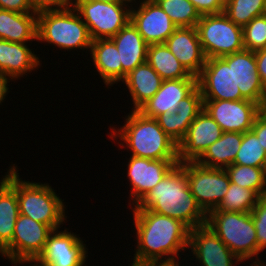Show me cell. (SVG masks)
Returning a JSON list of instances; mask_svg holds the SVG:
<instances>
[{
    "instance_id": "cb8c5ba5",
    "label": "cell",
    "mask_w": 266,
    "mask_h": 266,
    "mask_svg": "<svg viewBox=\"0 0 266 266\" xmlns=\"http://www.w3.org/2000/svg\"><path fill=\"white\" fill-rule=\"evenodd\" d=\"M89 53L105 87L122 82V65L118 49L111 38L92 40Z\"/></svg>"
},
{
    "instance_id": "8fae6325",
    "label": "cell",
    "mask_w": 266,
    "mask_h": 266,
    "mask_svg": "<svg viewBox=\"0 0 266 266\" xmlns=\"http://www.w3.org/2000/svg\"><path fill=\"white\" fill-rule=\"evenodd\" d=\"M197 86L203 100L245 99L235 85L234 53L221 58L206 59L205 65L197 76Z\"/></svg>"
},
{
    "instance_id": "7a4b0ae2",
    "label": "cell",
    "mask_w": 266,
    "mask_h": 266,
    "mask_svg": "<svg viewBox=\"0 0 266 266\" xmlns=\"http://www.w3.org/2000/svg\"><path fill=\"white\" fill-rule=\"evenodd\" d=\"M131 209H148L178 219L190 229L205 225L207 221V214L190 191L185 168L180 163Z\"/></svg>"
},
{
    "instance_id": "7c38bea8",
    "label": "cell",
    "mask_w": 266,
    "mask_h": 266,
    "mask_svg": "<svg viewBox=\"0 0 266 266\" xmlns=\"http://www.w3.org/2000/svg\"><path fill=\"white\" fill-rule=\"evenodd\" d=\"M53 230L47 238L44 249L33 262L35 266H87L88 251L86 244L79 235L64 231Z\"/></svg>"
},
{
    "instance_id": "bcb514c9",
    "label": "cell",
    "mask_w": 266,
    "mask_h": 266,
    "mask_svg": "<svg viewBox=\"0 0 266 266\" xmlns=\"http://www.w3.org/2000/svg\"><path fill=\"white\" fill-rule=\"evenodd\" d=\"M120 1H121V2H124V3L128 4V5L131 3L130 6H132V5H135V4L137 5V4L141 3L143 0H139V1H138V0H120ZM136 1H137L138 3H137ZM134 2H135V3H134ZM132 3H133V4H132Z\"/></svg>"
},
{
    "instance_id": "30bf717a",
    "label": "cell",
    "mask_w": 266,
    "mask_h": 266,
    "mask_svg": "<svg viewBox=\"0 0 266 266\" xmlns=\"http://www.w3.org/2000/svg\"><path fill=\"white\" fill-rule=\"evenodd\" d=\"M180 164L185 168L189 189L201 209L206 214L216 209L230 186L225 169L205 167L196 161Z\"/></svg>"
},
{
    "instance_id": "5bb4252c",
    "label": "cell",
    "mask_w": 266,
    "mask_h": 266,
    "mask_svg": "<svg viewBox=\"0 0 266 266\" xmlns=\"http://www.w3.org/2000/svg\"><path fill=\"white\" fill-rule=\"evenodd\" d=\"M178 163V160H152L131 155L125 164L132 200L128 205H137Z\"/></svg>"
},
{
    "instance_id": "7402d4cb",
    "label": "cell",
    "mask_w": 266,
    "mask_h": 266,
    "mask_svg": "<svg viewBox=\"0 0 266 266\" xmlns=\"http://www.w3.org/2000/svg\"><path fill=\"white\" fill-rule=\"evenodd\" d=\"M12 165L0 181V252L12 241L20 214L16 193V166Z\"/></svg>"
},
{
    "instance_id": "7dc6e473",
    "label": "cell",
    "mask_w": 266,
    "mask_h": 266,
    "mask_svg": "<svg viewBox=\"0 0 266 266\" xmlns=\"http://www.w3.org/2000/svg\"><path fill=\"white\" fill-rule=\"evenodd\" d=\"M90 1H100L105 3L121 2L120 0H90Z\"/></svg>"
},
{
    "instance_id": "603a6c76",
    "label": "cell",
    "mask_w": 266,
    "mask_h": 266,
    "mask_svg": "<svg viewBox=\"0 0 266 266\" xmlns=\"http://www.w3.org/2000/svg\"><path fill=\"white\" fill-rule=\"evenodd\" d=\"M119 53L122 65V81L126 75L147 60L148 44L129 22L111 38Z\"/></svg>"
},
{
    "instance_id": "f35d334b",
    "label": "cell",
    "mask_w": 266,
    "mask_h": 266,
    "mask_svg": "<svg viewBox=\"0 0 266 266\" xmlns=\"http://www.w3.org/2000/svg\"><path fill=\"white\" fill-rule=\"evenodd\" d=\"M202 15L224 12V3L221 0H189Z\"/></svg>"
},
{
    "instance_id": "e0dca14e",
    "label": "cell",
    "mask_w": 266,
    "mask_h": 266,
    "mask_svg": "<svg viewBox=\"0 0 266 266\" xmlns=\"http://www.w3.org/2000/svg\"><path fill=\"white\" fill-rule=\"evenodd\" d=\"M223 134L219 124L203 109L178 145V161H196Z\"/></svg>"
},
{
    "instance_id": "1f68e13d",
    "label": "cell",
    "mask_w": 266,
    "mask_h": 266,
    "mask_svg": "<svg viewBox=\"0 0 266 266\" xmlns=\"http://www.w3.org/2000/svg\"><path fill=\"white\" fill-rule=\"evenodd\" d=\"M177 27H196L201 15L189 0H155Z\"/></svg>"
},
{
    "instance_id": "484cf974",
    "label": "cell",
    "mask_w": 266,
    "mask_h": 266,
    "mask_svg": "<svg viewBox=\"0 0 266 266\" xmlns=\"http://www.w3.org/2000/svg\"><path fill=\"white\" fill-rule=\"evenodd\" d=\"M0 39L16 43L37 40V13L0 9Z\"/></svg>"
},
{
    "instance_id": "681fc988",
    "label": "cell",
    "mask_w": 266,
    "mask_h": 266,
    "mask_svg": "<svg viewBox=\"0 0 266 266\" xmlns=\"http://www.w3.org/2000/svg\"><path fill=\"white\" fill-rule=\"evenodd\" d=\"M224 4L227 2V1H229V0H221Z\"/></svg>"
},
{
    "instance_id": "d4e9b609",
    "label": "cell",
    "mask_w": 266,
    "mask_h": 266,
    "mask_svg": "<svg viewBox=\"0 0 266 266\" xmlns=\"http://www.w3.org/2000/svg\"><path fill=\"white\" fill-rule=\"evenodd\" d=\"M163 79L147 63L144 62L130 71L122 83L129 89L132 99V110H138L160 89Z\"/></svg>"
},
{
    "instance_id": "d6986e66",
    "label": "cell",
    "mask_w": 266,
    "mask_h": 266,
    "mask_svg": "<svg viewBox=\"0 0 266 266\" xmlns=\"http://www.w3.org/2000/svg\"><path fill=\"white\" fill-rule=\"evenodd\" d=\"M197 87V78L163 80L156 94L138 111L144 116L156 118L167 111L175 112L181 100Z\"/></svg>"
},
{
    "instance_id": "c3c4849f",
    "label": "cell",
    "mask_w": 266,
    "mask_h": 266,
    "mask_svg": "<svg viewBox=\"0 0 266 266\" xmlns=\"http://www.w3.org/2000/svg\"><path fill=\"white\" fill-rule=\"evenodd\" d=\"M262 110L266 113V99H265L264 105L262 107Z\"/></svg>"
},
{
    "instance_id": "4316f807",
    "label": "cell",
    "mask_w": 266,
    "mask_h": 266,
    "mask_svg": "<svg viewBox=\"0 0 266 266\" xmlns=\"http://www.w3.org/2000/svg\"><path fill=\"white\" fill-rule=\"evenodd\" d=\"M242 139L243 133L223 132L222 136L211 144L196 162L205 167L225 169L234 163Z\"/></svg>"
},
{
    "instance_id": "d6a6232c",
    "label": "cell",
    "mask_w": 266,
    "mask_h": 266,
    "mask_svg": "<svg viewBox=\"0 0 266 266\" xmlns=\"http://www.w3.org/2000/svg\"><path fill=\"white\" fill-rule=\"evenodd\" d=\"M233 164L266 168V151L252 130L243 133L241 146Z\"/></svg>"
},
{
    "instance_id": "60d3db41",
    "label": "cell",
    "mask_w": 266,
    "mask_h": 266,
    "mask_svg": "<svg viewBox=\"0 0 266 266\" xmlns=\"http://www.w3.org/2000/svg\"><path fill=\"white\" fill-rule=\"evenodd\" d=\"M251 130L255 133L266 151V113L262 110L255 118Z\"/></svg>"
},
{
    "instance_id": "d590c367",
    "label": "cell",
    "mask_w": 266,
    "mask_h": 266,
    "mask_svg": "<svg viewBox=\"0 0 266 266\" xmlns=\"http://www.w3.org/2000/svg\"><path fill=\"white\" fill-rule=\"evenodd\" d=\"M251 216L256 230L259 255L266 248V196L259 198L251 210Z\"/></svg>"
},
{
    "instance_id": "277c9868",
    "label": "cell",
    "mask_w": 266,
    "mask_h": 266,
    "mask_svg": "<svg viewBox=\"0 0 266 266\" xmlns=\"http://www.w3.org/2000/svg\"><path fill=\"white\" fill-rule=\"evenodd\" d=\"M36 41L53 44L65 52L89 51L92 44L88 27L74 8L38 13Z\"/></svg>"
},
{
    "instance_id": "4fadbf2b",
    "label": "cell",
    "mask_w": 266,
    "mask_h": 266,
    "mask_svg": "<svg viewBox=\"0 0 266 266\" xmlns=\"http://www.w3.org/2000/svg\"><path fill=\"white\" fill-rule=\"evenodd\" d=\"M203 109L219 124L223 132L245 133L253 127L262 107L251 100H203Z\"/></svg>"
},
{
    "instance_id": "f1b7e54d",
    "label": "cell",
    "mask_w": 266,
    "mask_h": 266,
    "mask_svg": "<svg viewBox=\"0 0 266 266\" xmlns=\"http://www.w3.org/2000/svg\"><path fill=\"white\" fill-rule=\"evenodd\" d=\"M225 171L231 183L253 190L260 197L266 196V168L232 164Z\"/></svg>"
},
{
    "instance_id": "4dcf8cb0",
    "label": "cell",
    "mask_w": 266,
    "mask_h": 266,
    "mask_svg": "<svg viewBox=\"0 0 266 266\" xmlns=\"http://www.w3.org/2000/svg\"><path fill=\"white\" fill-rule=\"evenodd\" d=\"M266 11V0H229L224 13L235 24L243 27Z\"/></svg>"
},
{
    "instance_id": "9c48e42d",
    "label": "cell",
    "mask_w": 266,
    "mask_h": 266,
    "mask_svg": "<svg viewBox=\"0 0 266 266\" xmlns=\"http://www.w3.org/2000/svg\"><path fill=\"white\" fill-rule=\"evenodd\" d=\"M52 231L48 225L19 214L12 241L0 252V255L6 257L5 259L14 266L33 263L43 251L48 235Z\"/></svg>"
},
{
    "instance_id": "e575fe53",
    "label": "cell",
    "mask_w": 266,
    "mask_h": 266,
    "mask_svg": "<svg viewBox=\"0 0 266 266\" xmlns=\"http://www.w3.org/2000/svg\"><path fill=\"white\" fill-rule=\"evenodd\" d=\"M244 48L257 51L266 48V18L264 15L253 18L242 27Z\"/></svg>"
},
{
    "instance_id": "52a82bcc",
    "label": "cell",
    "mask_w": 266,
    "mask_h": 266,
    "mask_svg": "<svg viewBox=\"0 0 266 266\" xmlns=\"http://www.w3.org/2000/svg\"><path fill=\"white\" fill-rule=\"evenodd\" d=\"M196 30L206 59L221 58L245 49L242 27L224 12L202 15Z\"/></svg>"
},
{
    "instance_id": "ffe728a7",
    "label": "cell",
    "mask_w": 266,
    "mask_h": 266,
    "mask_svg": "<svg viewBox=\"0 0 266 266\" xmlns=\"http://www.w3.org/2000/svg\"><path fill=\"white\" fill-rule=\"evenodd\" d=\"M27 44L0 39V73L9 77L12 82L27 76L42 65L40 56Z\"/></svg>"
},
{
    "instance_id": "ac0fdd59",
    "label": "cell",
    "mask_w": 266,
    "mask_h": 266,
    "mask_svg": "<svg viewBox=\"0 0 266 266\" xmlns=\"http://www.w3.org/2000/svg\"><path fill=\"white\" fill-rule=\"evenodd\" d=\"M165 45L191 75L200 74L206 57L196 27H177Z\"/></svg>"
},
{
    "instance_id": "7bdbcfd3",
    "label": "cell",
    "mask_w": 266,
    "mask_h": 266,
    "mask_svg": "<svg viewBox=\"0 0 266 266\" xmlns=\"http://www.w3.org/2000/svg\"><path fill=\"white\" fill-rule=\"evenodd\" d=\"M10 80L11 79L9 77L4 76L0 73V105H2L1 103L4 102L6 96L10 92L8 87V83L10 82Z\"/></svg>"
},
{
    "instance_id": "f546056e",
    "label": "cell",
    "mask_w": 266,
    "mask_h": 266,
    "mask_svg": "<svg viewBox=\"0 0 266 266\" xmlns=\"http://www.w3.org/2000/svg\"><path fill=\"white\" fill-rule=\"evenodd\" d=\"M260 196L253 190L230 182L224 198L214 210L226 212H251Z\"/></svg>"
},
{
    "instance_id": "836d02e7",
    "label": "cell",
    "mask_w": 266,
    "mask_h": 266,
    "mask_svg": "<svg viewBox=\"0 0 266 266\" xmlns=\"http://www.w3.org/2000/svg\"><path fill=\"white\" fill-rule=\"evenodd\" d=\"M197 115H183L167 111L157 116V120L163 131L177 144L185 137L189 126Z\"/></svg>"
},
{
    "instance_id": "44dd1931",
    "label": "cell",
    "mask_w": 266,
    "mask_h": 266,
    "mask_svg": "<svg viewBox=\"0 0 266 266\" xmlns=\"http://www.w3.org/2000/svg\"><path fill=\"white\" fill-rule=\"evenodd\" d=\"M235 85L241 95L263 107L266 89L257 72V62L253 51L243 49L234 53Z\"/></svg>"
},
{
    "instance_id": "83f0119b",
    "label": "cell",
    "mask_w": 266,
    "mask_h": 266,
    "mask_svg": "<svg viewBox=\"0 0 266 266\" xmlns=\"http://www.w3.org/2000/svg\"><path fill=\"white\" fill-rule=\"evenodd\" d=\"M146 62L163 80L197 78L185 69L165 43L150 44Z\"/></svg>"
},
{
    "instance_id": "74e56055",
    "label": "cell",
    "mask_w": 266,
    "mask_h": 266,
    "mask_svg": "<svg viewBox=\"0 0 266 266\" xmlns=\"http://www.w3.org/2000/svg\"><path fill=\"white\" fill-rule=\"evenodd\" d=\"M34 11L38 14L43 11L69 10L74 8L75 0H29Z\"/></svg>"
},
{
    "instance_id": "8992f818",
    "label": "cell",
    "mask_w": 266,
    "mask_h": 266,
    "mask_svg": "<svg viewBox=\"0 0 266 266\" xmlns=\"http://www.w3.org/2000/svg\"><path fill=\"white\" fill-rule=\"evenodd\" d=\"M206 225L241 261L260 259L251 212L212 210L207 214Z\"/></svg>"
},
{
    "instance_id": "2e32d148",
    "label": "cell",
    "mask_w": 266,
    "mask_h": 266,
    "mask_svg": "<svg viewBox=\"0 0 266 266\" xmlns=\"http://www.w3.org/2000/svg\"><path fill=\"white\" fill-rule=\"evenodd\" d=\"M130 22L148 45L165 43L177 28L155 0H143L136 8L131 6Z\"/></svg>"
},
{
    "instance_id": "f6af8a7d",
    "label": "cell",
    "mask_w": 266,
    "mask_h": 266,
    "mask_svg": "<svg viewBox=\"0 0 266 266\" xmlns=\"http://www.w3.org/2000/svg\"><path fill=\"white\" fill-rule=\"evenodd\" d=\"M246 266H266V262L261 259H253L251 264L249 263V265Z\"/></svg>"
},
{
    "instance_id": "3957f363",
    "label": "cell",
    "mask_w": 266,
    "mask_h": 266,
    "mask_svg": "<svg viewBox=\"0 0 266 266\" xmlns=\"http://www.w3.org/2000/svg\"><path fill=\"white\" fill-rule=\"evenodd\" d=\"M130 111L120 129L110 128L109 138L113 141L120 138V148L129 149L135 157L178 160V145L163 131L157 120L144 116L138 110Z\"/></svg>"
},
{
    "instance_id": "b9f144b4",
    "label": "cell",
    "mask_w": 266,
    "mask_h": 266,
    "mask_svg": "<svg viewBox=\"0 0 266 266\" xmlns=\"http://www.w3.org/2000/svg\"><path fill=\"white\" fill-rule=\"evenodd\" d=\"M257 62V72L266 89V48L254 52Z\"/></svg>"
},
{
    "instance_id": "ee69618b",
    "label": "cell",
    "mask_w": 266,
    "mask_h": 266,
    "mask_svg": "<svg viewBox=\"0 0 266 266\" xmlns=\"http://www.w3.org/2000/svg\"><path fill=\"white\" fill-rule=\"evenodd\" d=\"M178 260L170 261H149L141 264H135L136 266H181Z\"/></svg>"
},
{
    "instance_id": "ba28073f",
    "label": "cell",
    "mask_w": 266,
    "mask_h": 266,
    "mask_svg": "<svg viewBox=\"0 0 266 266\" xmlns=\"http://www.w3.org/2000/svg\"><path fill=\"white\" fill-rule=\"evenodd\" d=\"M74 9L87 25L92 40L112 38L130 22L131 7L124 2L75 0Z\"/></svg>"
},
{
    "instance_id": "9a60e30c",
    "label": "cell",
    "mask_w": 266,
    "mask_h": 266,
    "mask_svg": "<svg viewBox=\"0 0 266 266\" xmlns=\"http://www.w3.org/2000/svg\"><path fill=\"white\" fill-rule=\"evenodd\" d=\"M188 249L200 266H237L244 263L206 224L190 229Z\"/></svg>"
},
{
    "instance_id": "8d00e7d4",
    "label": "cell",
    "mask_w": 266,
    "mask_h": 266,
    "mask_svg": "<svg viewBox=\"0 0 266 266\" xmlns=\"http://www.w3.org/2000/svg\"><path fill=\"white\" fill-rule=\"evenodd\" d=\"M202 110V94L197 86L187 97L180 101L175 112L183 115H198Z\"/></svg>"
},
{
    "instance_id": "6da1fadb",
    "label": "cell",
    "mask_w": 266,
    "mask_h": 266,
    "mask_svg": "<svg viewBox=\"0 0 266 266\" xmlns=\"http://www.w3.org/2000/svg\"><path fill=\"white\" fill-rule=\"evenodd\" d=\"M131 212L137 244L132 264L180 260V252L188 250L190 228L186 224L148 209Z\"/></svg>"
},
{
    "instance_id": "ab89813d",
    "label": "cell",
    "mask_w": 266,
    "mask_h": 266,
    "mask_svg": "<svg viewBox=\"0 0 266 266\" xmlns=\"http://www.w3.org/2000/svg\"><path fill=\"white\" fill-rule=\"evenodd\" d=\"M0 9L18 13H36L29 0H0Z\"/></svg>"
},
{
    "instance_id": "5b68a950",
    "label": "cell",
    "mask_w": 266,
    "mask_h": 266,
    "mask_svg": "<svg viewBox=\"0 0 266 266\" xmlns=\"http://www.w3.org/2000/svg\"><path fill=\"white\" fill-rule=\"evenodd\" d=\"M16 166V193L19 213L52 230L61 228L66 221L64 199L48 183L21 180Z\"/></svg>"
}]
</instances>
